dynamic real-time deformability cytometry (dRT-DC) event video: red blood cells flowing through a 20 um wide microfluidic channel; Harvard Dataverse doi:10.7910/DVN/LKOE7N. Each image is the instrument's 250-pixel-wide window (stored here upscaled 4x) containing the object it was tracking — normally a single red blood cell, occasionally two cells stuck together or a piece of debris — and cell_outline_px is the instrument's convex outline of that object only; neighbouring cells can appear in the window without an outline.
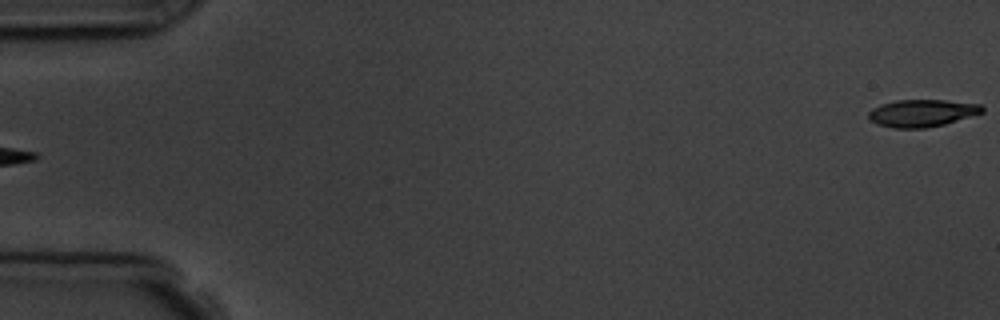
{"species": "common noctule bat (a hibernating species)", "species_latin": "Nyctalus noctula", "temperature_condition": "room temperature", "stored_images_in_passage": 5, "segment_of_instrument_passage": [2, 2], "camera_frame_rate_fps": 3000, "um_per_image_px": 0.085, "animal": {"sex": "male", "body_mass_g": 19.5, "forearm_length_mm": 54.6}, "frame": {"image": 1, "passage_image": 5, "time_ms": 4.333, "image_size_px": [1000, 320], "cell_outline_px": [[984, 112], [944, 124], [924, 128], [892, 128], [876, 124], [868, 116], [868, 112], [872, 108], [880, 104], [896, 100], [944, 100], [980, 104], [984, 108]], "centroid_in_image_um": [78.34, 9.61], "position_along_channel_um": 6.7, "area_um2": 18.03}}